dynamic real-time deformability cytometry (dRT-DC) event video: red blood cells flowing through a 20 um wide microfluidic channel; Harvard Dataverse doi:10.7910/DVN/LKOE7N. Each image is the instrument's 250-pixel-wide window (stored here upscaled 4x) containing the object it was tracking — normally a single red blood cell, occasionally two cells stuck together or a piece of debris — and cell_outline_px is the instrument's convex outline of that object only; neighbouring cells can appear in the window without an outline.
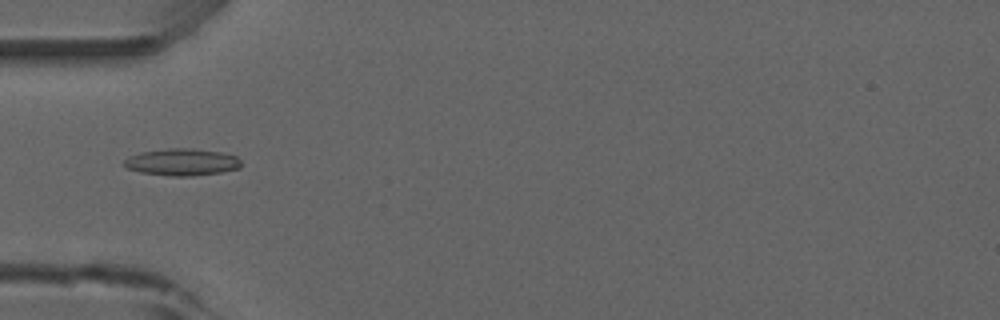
{"species": "common noctule bat (a hibernating species)", "species_latin": "Nyctalus noctula", "temperature_condition": "room temperature", "stored_images_in_passage": 6, "camera_frame_rate_fps": 3000, "um_per_image_px": 0.085, "animal": {"sex": "male", "forearm_length_mm": 52.5}, "frame": {"image": 1, "passage_image": 5, "time_ms": 5.0, "image_size_px": [1000, 320], "cell_outline_px": [[240, 168], [220, 172], [192, 176], [168, 176], [140, 172], [128, 168], [120, 164], [128, 156], [140, 152], [168, 148], [192, 148], [220, 152], [236, 156], [240, 160]], "centroid_in_image_um": [15.42, 13.77], "position_along_channel_um": 69.6, "area_um2": 18.5}}
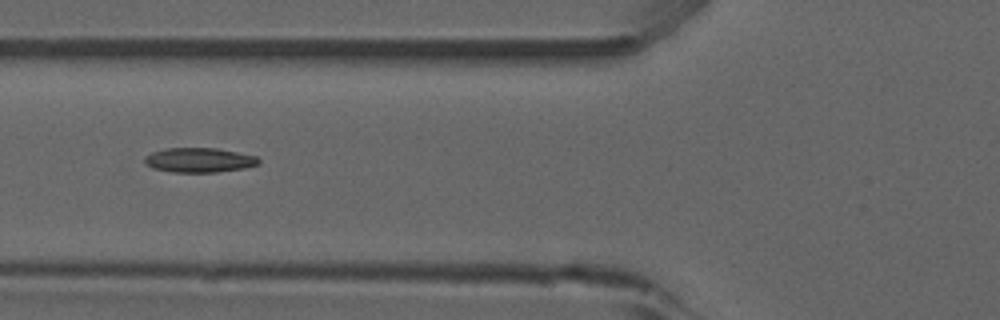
{"frame": {"image": 2, "passage_image": 6, "time_ms": 6.0, "image_size_px": [1000, 320], "cell_outline_px": [[260, 164], [244, 168], [216, 172], [172, 172], [152, 168], [144, 164], [144, 156], [152, 152], [164, 148], [216, 148], [256, 156], [260, 160]], "centroid_in_image_um": [16.89, 13.61], "position_along_channel_um": 108.9, "area_um2": 16.42}}